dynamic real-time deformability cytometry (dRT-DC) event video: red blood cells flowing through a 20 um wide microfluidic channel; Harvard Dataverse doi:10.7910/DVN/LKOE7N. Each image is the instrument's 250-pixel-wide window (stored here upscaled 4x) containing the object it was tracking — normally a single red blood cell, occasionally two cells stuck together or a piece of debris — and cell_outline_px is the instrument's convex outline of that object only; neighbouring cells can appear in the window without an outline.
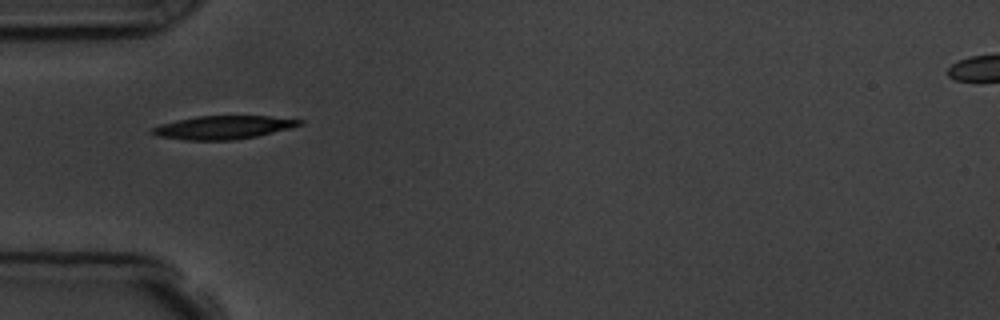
{"species": "common noctule bat (a hibernating species)", "species_latin": "Nyctalus noctula", "temperature_condition": "room temperature", "stored_images_in_passage": 15, "camera_frame_rate_fps": 3000, "um_per_image_px": 0.085, "animal": {"sex": "male", "body_mass_g": 19.5, "forearm_length_mm": 54.6}, "frame": {"image": 1, "passage_image": 5, "time_ms": 5.667, "image_size_px": [1000, 320], "cell_outline_px": [[304, 124], [292, 128], [256, 136], [232, 140], [184, 140], [156, 136], [148, 132], [152, 128], [160, 124], [176, 120], [196, 116], [268, 116], [304, 120]], "centroid_in_image_um": [18.95, 10.83], "position_along_channel_um": 66.0, "area_um2": 20.17}}
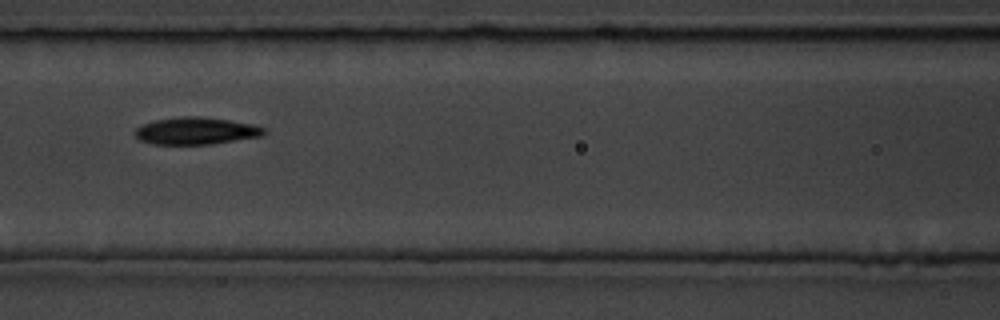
{"frame": {"image": 2, "passage_image": 7, "time_ms": 8.0, "image_size_px": [1000, 320], "cell_outline_px": [[268, 132], [264, 136], [212, 144], [152, 144], [140, 140], [136, 136], [136, 128], [140, 124], [156, 120], [184, 116], [200, 116], [228, 120], [252, 124], [268, 128]], "centroid_in_image_um": [16.72, 11.13], "position_along_channel_um": 149.9, "area_um2": 20.58}}
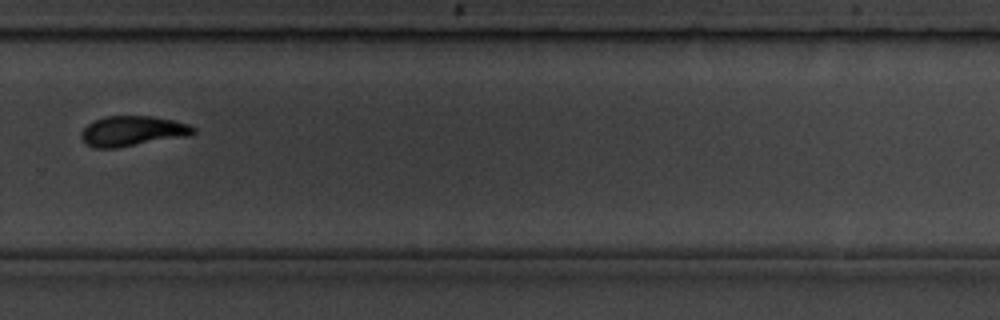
{"frame": {"image": 3, "passage_image": 11, "time_ms": 12.667, "image_size_px": [1000, 320], "cell_outline_px": [[196, 132], [192, 136], [116, 148], [92, 148], [84, 144], [80, 136], [80, 132], [88, 124], [104, 116], [152, 116], [172, 120], [188, 124], [196, 128]], "centroid_in_image_um": [11.27, 11.16], "position_along_channel_um": 318.5, "area_um2": 20.06}, "authors_computed_cell_mechanics": {"area_um2": 20.1722, "velocity_mm_per_s": 3.633, "shape_relaxation_time_tau1_ms": 2.6068, "shape_relaxation_time_tau2_ms": 2.4721, "deformation_change_tau1": 0.1204, "deformation_change_tau2": 0.0915}}